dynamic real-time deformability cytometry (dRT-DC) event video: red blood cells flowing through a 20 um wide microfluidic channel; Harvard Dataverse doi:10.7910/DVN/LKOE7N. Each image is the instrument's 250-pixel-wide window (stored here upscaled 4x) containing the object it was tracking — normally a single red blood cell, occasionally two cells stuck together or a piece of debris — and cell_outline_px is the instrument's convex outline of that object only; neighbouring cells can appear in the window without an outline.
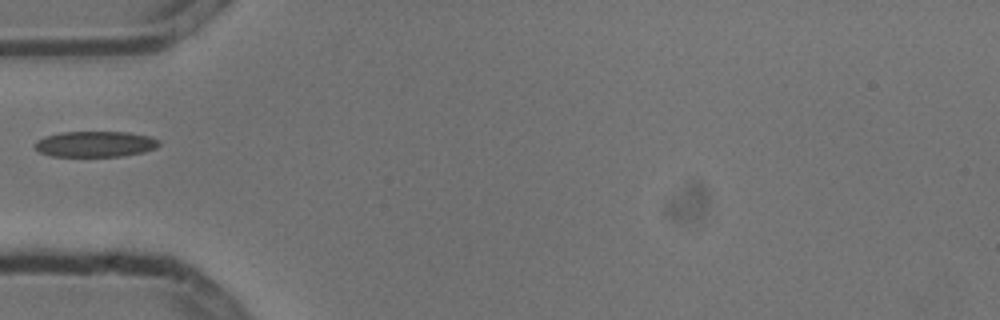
{"species": "common noctule bat (a hibernating species)", "species_latin": "Nyctalus noctula", "temperature_condition": "cold", "stored_images_in_passage": 6, "segment_of_instrument_passage": [2, 2], "camera_frame_rate_fps": 3000, "um_per_image_px": 0.085, "animal": {"sex": "male", "body_mass_g": 13.3}, "frame": {"image": 1, "passage_image": 6, "time_ms": 1.667, "image_size_px": [1000, 320], "cell_outline_px": [[160, 144], [156, 148], [144, 152], [120, 156], [52, 156], [40, 152], [32, 144], [36, 140], [44, 136], [60, 132], [128, 132], [152, 136], [160, 140]], "centroid_in_image_um": [8.1, 12.23], "position_along_channel_um": 76.9, "area_um2": 18.84}}